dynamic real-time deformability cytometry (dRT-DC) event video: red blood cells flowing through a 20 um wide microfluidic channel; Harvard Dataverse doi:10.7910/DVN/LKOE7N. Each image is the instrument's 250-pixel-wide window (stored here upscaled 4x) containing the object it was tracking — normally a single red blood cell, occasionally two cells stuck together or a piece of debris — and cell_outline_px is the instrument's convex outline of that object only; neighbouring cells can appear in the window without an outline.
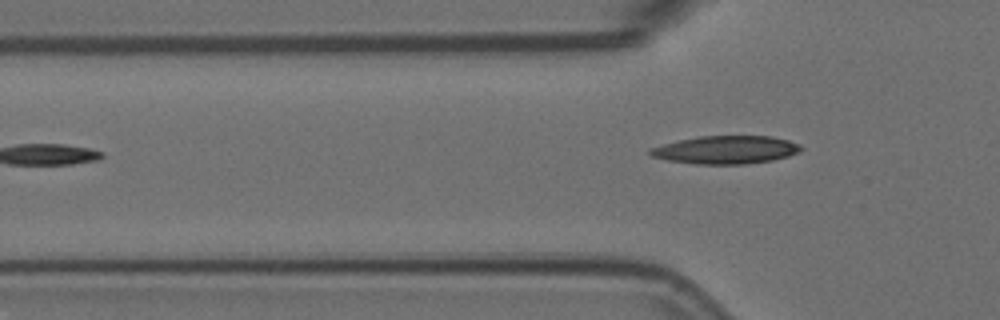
{"species": "Egyptian fruit bat (a non-hibernating species)", "species_latin": "Rousettus aegyptiacus", "temperature_condition": "room temperature", "stored_images_in_passage": 5, "camera_frame_rate_fps": 3000, "um_per_image_px": 0.085, "animal": {"sex": "female"}, "frame": {"image": 1, "passage_image": 5, "time_ms": 1.333, "image_size_px": [1000, 320], "cell_outline_px": [[804, 148], [800, 152], [788, 156], [772, 160], [744, 164], [692, 164], [668, 160], [652, 156], [648, 152], [648, 148], [680, 140], [700, 136], [772, 136], [788, 140], [800, 144]], "centroid_in_image_um": [61.72, 12.73], "position_along_channel_um": 64.1, "area_um2": 24.68}}